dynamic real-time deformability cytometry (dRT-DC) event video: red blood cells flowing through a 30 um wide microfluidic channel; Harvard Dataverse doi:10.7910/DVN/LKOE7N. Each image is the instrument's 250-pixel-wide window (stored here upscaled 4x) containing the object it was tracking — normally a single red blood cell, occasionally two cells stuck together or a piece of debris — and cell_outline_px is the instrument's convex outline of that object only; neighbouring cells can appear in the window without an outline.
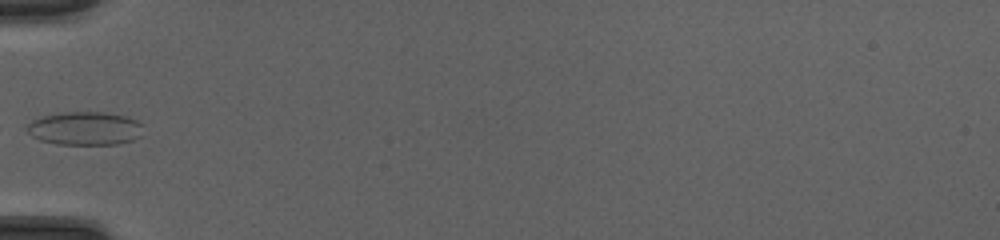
{"species": "common noctule bat (a hibernating species)", "species_latin": "Nyctalus noctula", "temperature_condition": "cold", "stored_images_in_passage": 21, "camera_frame_rate_fps": 3000, "um_per_image_px": 0.085, "animal": {"sex": "female", "body_mass_g": 20.0, "forearm_length_mm": 54.0}, "frame": {"image": 1, "passage_image": 1, "time_ms": 0.0, "image_size_px": [1000, 240], "cell_outline_px": [[140, 136], [132, 140], [116, 144], [56, 144], [40, 140], [32, 136], [24, 128], [32, 120], [40, 116], [60, 112], [104, 112], [128, 116], [136, 120], [140, 124]], "centroid_in_image_um": [7.16, 10.9], "position_along_channel_um": 77.8, "area_um2": 22.66}}
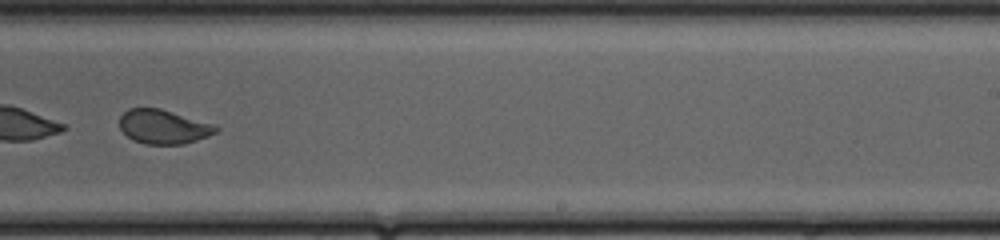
{"frame": {"image": 2, "passage_image": 15, "time_ms": 4.667, "image_size_px": [1000, 240], "cell_outline_px": [[220, 128], [216, 132], [208, 136], [184, 144], [144, 144], [132, 140], [120, 128], [120, 116], [128, 108], [160, 108], [216, 124]], "centroid_in_image_um": [13.91, 10.77], "position_along_channel_um": 275.1, "area_um2": 19.31}}
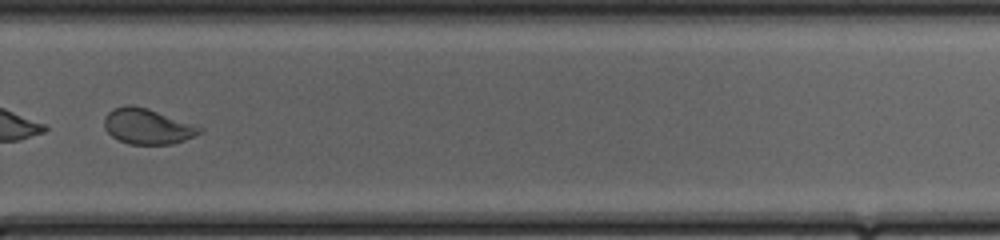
{"frame": {"image": 3, "passage_image": 18, "time_ms": 5.667, "image_size_px": [1000, 240], "cell_outline_px": [[204, 132], [184, 140], [172, 144], [128, 144], [112, 136], [104, 128], [104, 116], [112, 108], [124, 104], [132, 104], [148, 108], [204, 128]], "centroid_in_image_um": [12.51, 10.72], "position_along_channel_um": 317.3, "area_um2": 19.88}}